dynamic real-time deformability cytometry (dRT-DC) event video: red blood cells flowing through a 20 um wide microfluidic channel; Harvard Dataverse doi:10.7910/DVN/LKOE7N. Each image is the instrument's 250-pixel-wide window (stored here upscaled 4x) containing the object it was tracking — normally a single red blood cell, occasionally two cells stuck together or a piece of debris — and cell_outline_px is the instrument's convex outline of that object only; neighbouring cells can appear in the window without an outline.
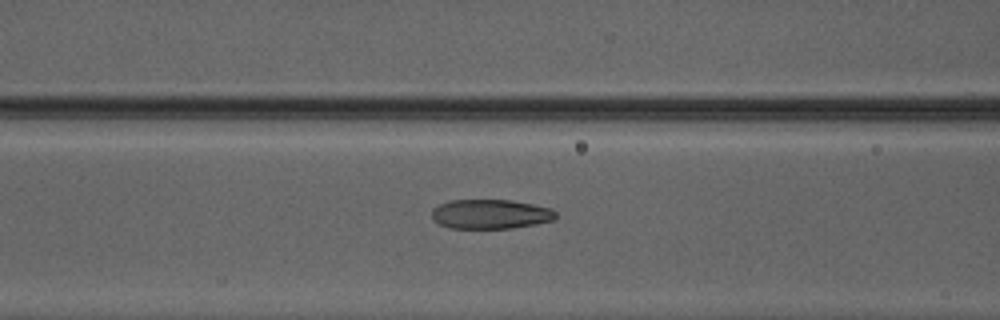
{"species": "Egyptian fruit bat (a non-hibernating species)", "species_latin": "Rousettus aegyptiacus", "temperature_condition": "warm", "stored_images_in_passage": 50, "camera_frame_rate_fps": 3000, "um_per_image_px": 0.085, "animal": {"sex": "male"}, "frame": {"image": 1, "passage_image": 22, "time_ms": 7.0, "image_size_px": [1000, 320], "cell_outline_px": [[556, 216], [552, 220], [512, 228], [448, 228], [432, 220], [432, 208], [440, 204], [452, 200], [512, 200], [552, 208], [556, 212]], "centroid_in_image_um": [41.66, 18.19], "position_along_channel_um": 124.9, "area_um2": 21.21}}
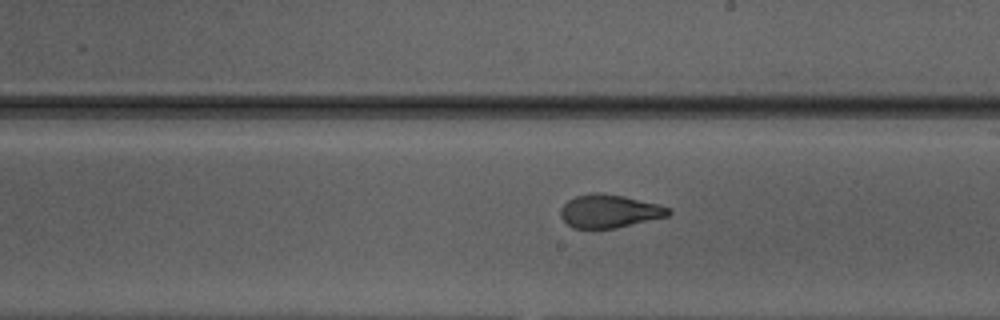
{"frame": {"image": 2, "passage_image": 30, "time_ms": 9.667, "image_size_px": [1000, 320], "cell_outline_px": [[672, 212], [668, 216], [616, 228], [576, 228], [568, 224], [560, 216], [560, 208], [568, 200], [576, 196], [596, 192], [600, 192], [624, 196], [660, 204], [672, 208]], "centroid_in_image_um": [51.83, 17.94], "position_along_channel_um": 237.2, "area_um2": 20.92}}
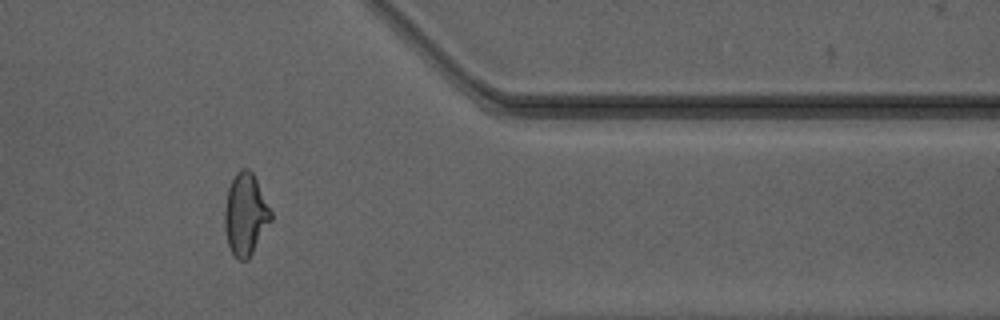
{"frame": {"image": 3, "passage_image": 42, "time_ms": 13.667, "image_size_px": [1000, 320], "cell_outline_px": [[272, 220], [248, 260], [240, 260], [232, 252], [228, 244], [224, 228], [224, 208], [228, 188], [236, 172], [240, 168], [248, 168], [252, 172], [272, 212]], "centroid_in_image_um": [20.86, 18.22], "position_along_channel_um": 390.5, "area_um2": 22.02}, "authors_computed_cell_mechanics": {"area_um2": 22.1085, "velocity_mm_per_s": 4.2224, "shape_relaxation_time_tau1_ms": 9.7826, "shape_relaxation_time_tau2_ms": 0.9153, "deformation_change_tau1": 0.3057, "deformation_change_tau2": 0.0757}}